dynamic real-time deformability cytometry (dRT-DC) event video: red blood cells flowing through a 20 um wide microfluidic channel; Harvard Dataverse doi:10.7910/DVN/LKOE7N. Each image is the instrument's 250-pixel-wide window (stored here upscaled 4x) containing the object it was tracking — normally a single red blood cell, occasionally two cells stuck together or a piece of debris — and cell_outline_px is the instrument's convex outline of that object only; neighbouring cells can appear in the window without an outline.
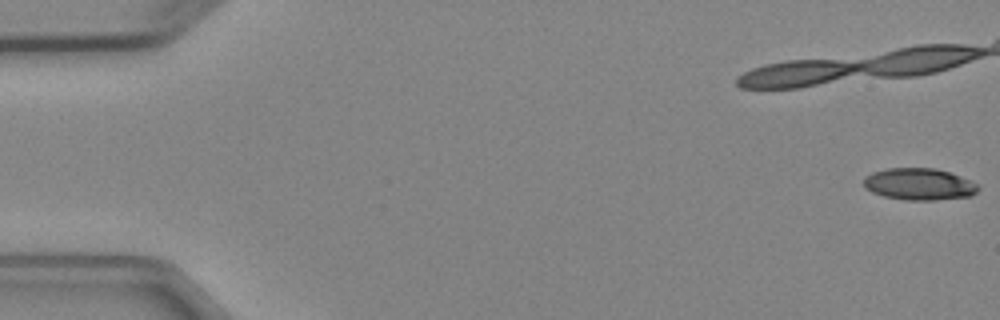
{"species": "Egyptian fruit bat (a non-hibernating species)", "species_latin": "Rousettus aegyptiacus", "temperature_condition": "cold", "stored_images_in_passage": 6, "camera_frame_rate_fps": 3000, "um_per_image_px": 0.085, "animal": {"sex": "female"}, "frame": {"image": 1, "passage_image": 1, "time_ms": 0.0, "image_size_px": [1000, 320], "cell_outline_px": [[980, 188], [972, 196], [936, 200], [904, 200], [884, 196], [872, 192], [864, 188], [864, 176], [872, 172], [888, 168], [936, 168], [972, 180], [980, 184]], "centroid_in_image_um": [78.15, 15.65], "position_along_channel_um": 6.8, "area_um2": 21.5}}
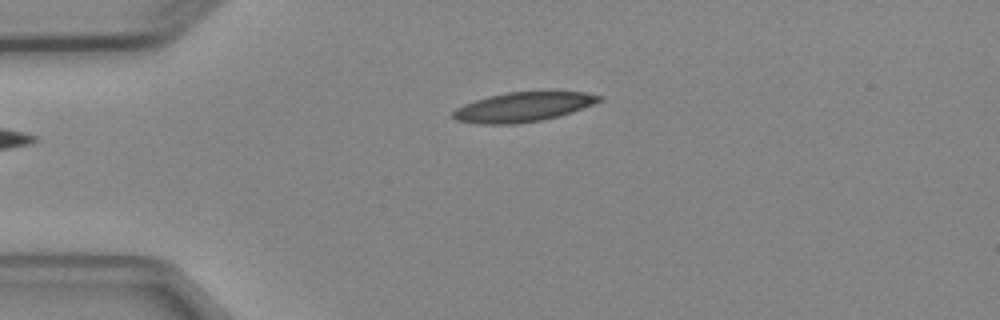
{"frame": {"image": 2, "passage_image": 6, "time_ms": 6.0, "image_size_px": [1000, 320], "cell_outline_px": [[604, 100], [572, 112], [560, 116], [540, 120], [516, 124], [480, 124], [456, 120], [452, 116], [452, 112], [456, 108], [464, 104], [488, 96], [508, 92], [544, 88], [552, 88], [584, 92], [604, 96]], "centroid_in_image_um": [44.57, 9.03], "position_along_channel_um": 40.4, "area_um2": 26.3}}